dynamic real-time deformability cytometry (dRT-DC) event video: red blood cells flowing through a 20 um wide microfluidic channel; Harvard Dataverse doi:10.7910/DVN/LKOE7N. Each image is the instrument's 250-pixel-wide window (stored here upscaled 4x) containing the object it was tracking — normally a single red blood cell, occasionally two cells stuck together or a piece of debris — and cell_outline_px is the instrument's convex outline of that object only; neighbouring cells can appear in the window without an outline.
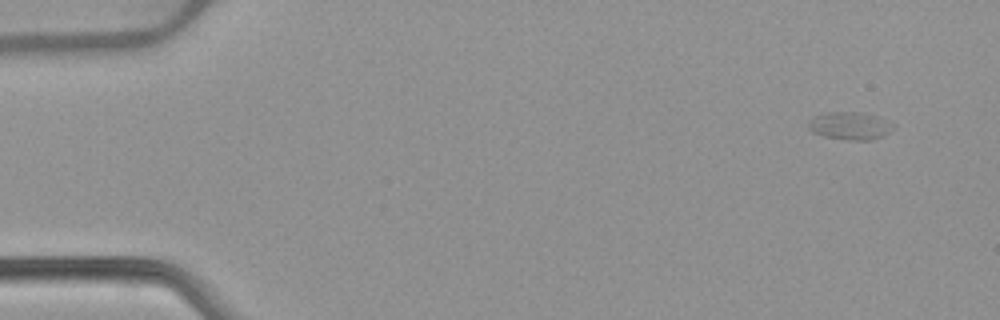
{"species": "common noctule bat (a hibernating species)", "species_latin": "Nyctalus noctula", "temperature_condition": "warm", "stored_images_in_passage": 7, "camera_frame_rate_fps": 3000, "um_per_image_px": 0.085, "animal": {"sex": "female", "body_mass_g": 22.7, "forearm_length_mm": 54.2}, "frame": {"image": 1, "passage_image": 1, "time_ms": 0.0, "image_size_px": [1000, 320], "cell_outline_px": [[896, 124], [884, 136], [872, 140], [848, 140], [824, 136], [812, 132], [808, 128], [808, 120], [812, 116], [828, 112], [860, 112], [876, 116]], "centroid_in_image_um": [72.22, 10.69], "position_along_channel_um": 12.8, "area_um2": 13.81}}
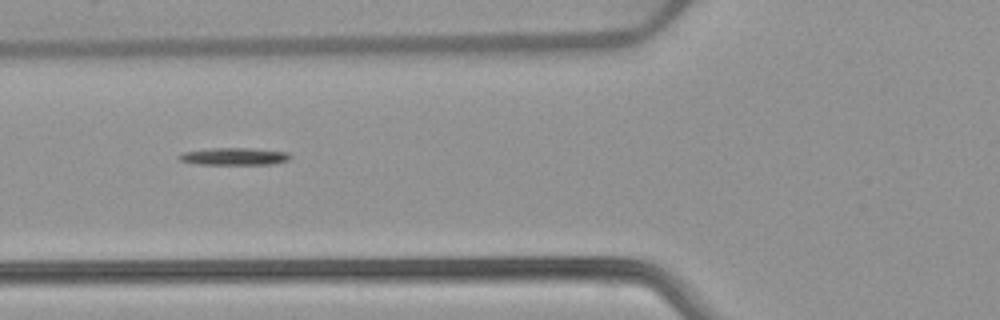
{"frame": {"image": 2, "passage_image": 5, "time_ms": 5.667, "image_size_px": [1000, 320], "cell_outline_px": [[292, 156], [288, 160], [276, 164], [196, 164], [180, 160], [176, 156], [184, 152], [212, 148], [252, 148], [288, 152]], "centroid_in_image_um": [19.94, 13.29], "position_along_channel_um": 105.9, "area_um2": 11.21}}
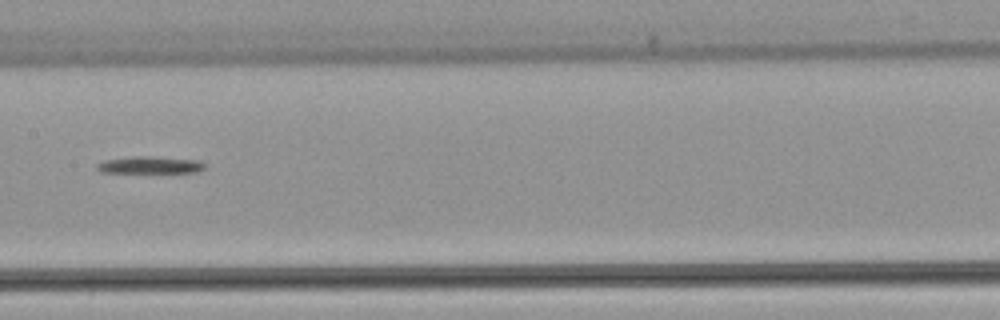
{"frame": {"image": 3, "passage_image": 7, "time_ms": 8.0, "image_size_px": [1000, 320], "cell_outline_px": [[204, 168], [196, 172], [100, 172], [96, 168], [96, 164], [104, 160], [132, 156], [152, 156], [200, 160], [204, 164]], "centroid_in_image_um": [12.72, 14.01], "position_along_channel_um": 194.7, "area_um2": 10.69}}